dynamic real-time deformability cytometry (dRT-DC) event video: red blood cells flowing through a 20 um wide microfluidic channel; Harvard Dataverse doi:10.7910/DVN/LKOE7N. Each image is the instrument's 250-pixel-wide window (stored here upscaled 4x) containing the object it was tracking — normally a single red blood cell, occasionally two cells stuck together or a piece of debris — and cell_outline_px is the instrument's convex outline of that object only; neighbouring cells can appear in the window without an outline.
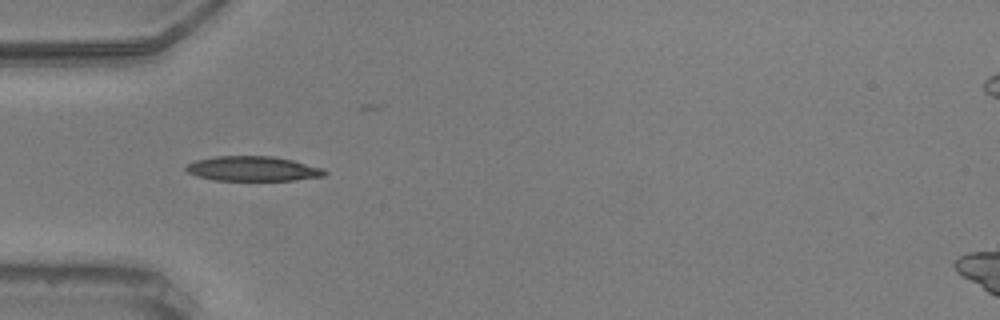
{"species": "common noctule bat (a hibernating species)", "species_latin": "Nyctalus noctula", "temperature_condition": "warm", "stored_images_in_passage": 34, "camera_frame_rate_fps": 3000, "um_per_image_px": 0.085, "animal": {"sex": "male", "body_mass_g": 20.5, "forearm_length_mm": 52.5}, "frame": {"image": 1, "passage_image": 1, "time_ms": 0.0, "image_size_px": [1000, 320], "cell_outline_px": [[328, 172], [324, 176], [292, 180], [216, 180], [196, 176], [188, 172], [184, 168], [188, 164], [196, 160], [216, 156], [272, 156], [292, 160], [324, 168]], "centroid_in_image_um": [21.5, 14.33], "position_along_channel_um": 63.5, "area_um2": 19.94}}
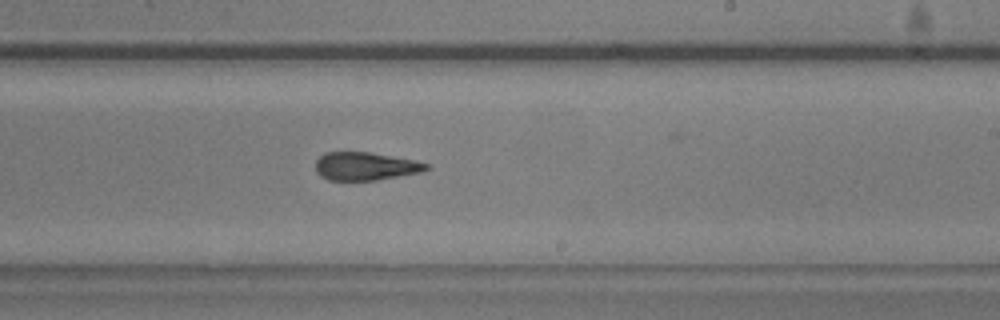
{"frame": {"image": 2, "passage_image": 17, "time_ms": 5.333, "image_size_px": [1000, 320], "cell_outline_px": [[432, 168], [424, 172], [376, 180], [328, 180], [320, 176], [316, 172], [316, 160], [324, 152], [368, 152], [416, 160], [432, 164]], "centroid_in_image_um": [31.12, 14.13], "position_along_channel_um": 257.9, "area_um2": 18.44}}
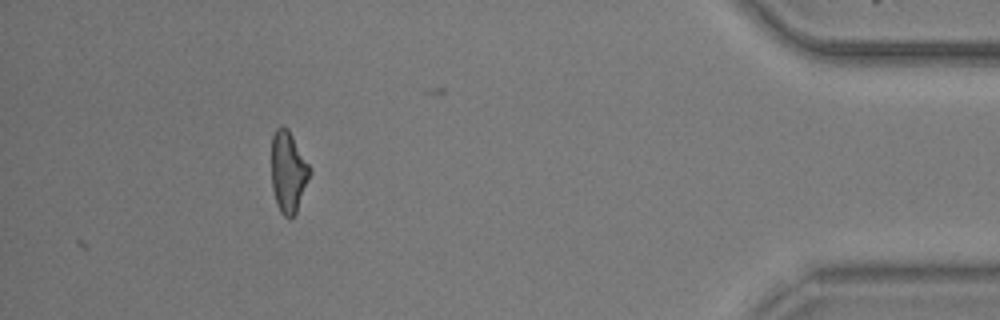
{"frame": {"image": 3, "passage_image": 34, "time_ms": 11.0, "image_size_px": [1000, 320], "cell_outline_px": [[312, 172], [296, 212], [288, 220], [280, 212], [276, 204], [272, 188], [272, 136], [276, 128], [288, 128], [308, 164]], "centroid_in_image_um": [24.5, 14.65], "position_along_channel_um": 410.7, "area_um2": 17.98}, "authors_computed_cell_mechanics": {"area_um2": 18.8717, "velocity_mm_per_s": 3.6537, "shape_relaxation_time_tau1_ms": null, "shape_relaxation_time_tau2_ms": 2.3022, "deformation_change_tau1": null, "deformation_change_tau2": 0.1142}}